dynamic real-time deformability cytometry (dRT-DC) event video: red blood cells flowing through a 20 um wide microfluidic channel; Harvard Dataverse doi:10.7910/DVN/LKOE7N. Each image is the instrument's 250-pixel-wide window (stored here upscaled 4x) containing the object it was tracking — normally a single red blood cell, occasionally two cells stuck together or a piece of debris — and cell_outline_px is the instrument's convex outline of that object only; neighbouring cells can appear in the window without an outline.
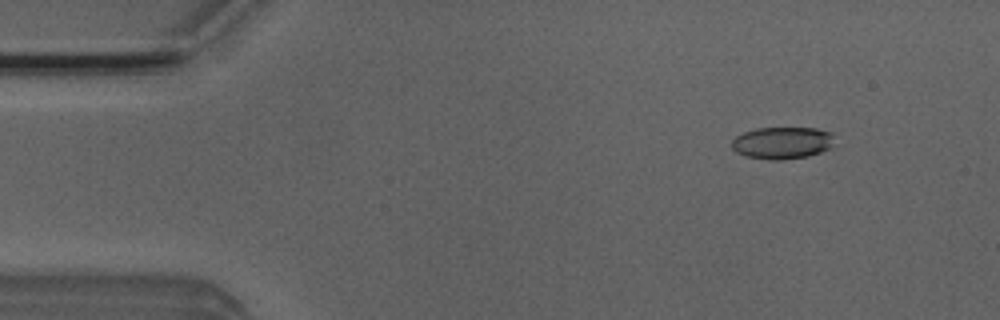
{"species": "Egyptian fruit bat (a non-hibernating species)", "species_latin": "Rousettus aegyptiacus", "temperature_condition": "room temperature", "stored_images_in_passage": 52, "camera_frame_rate_fps": 3000, "um_per_image_px": 0.085, "animal": {"sex": "male"}, "frame": {"image": 1, "passage_image": 6, "time_ms": 1.667, "image_size_px": [1000, 320], "cell_outline_px": [[832, 148], [808, 156], [780, 160], [772, 160], [748, 156], [736, 152], [732, 148], [732, 140], [736, 136], [744, 132], [756, 128], [816, 128], [832, 132]], "centroid_in_image_um": [66.5, 12.14], "position_along_channel_um": 18.5, "area_um2": 19.13}}
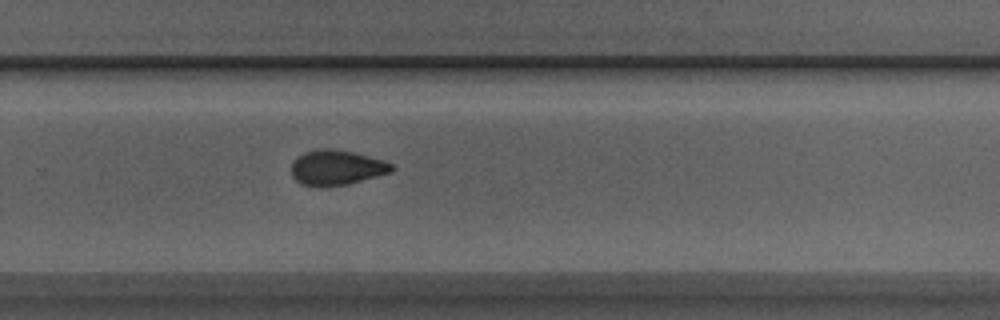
{"frame": {"image": 2, "passage_image": 34, "time_ms": 11.0, "image_size_px": [1000, 320], "cell_outline_px": [[396, 168], [392, 172], [348, 184], [320, 188], [300, 184], [292, 176], [292, 164], [296, 156], [304, 152], [320, 148], [328, 148], [352, 152], [384, 160], [392, 164]], "centroid_in_image_um": [28.59, 14.26], "position_along_channel_um": 301.2, "area_um2": 20.75}}
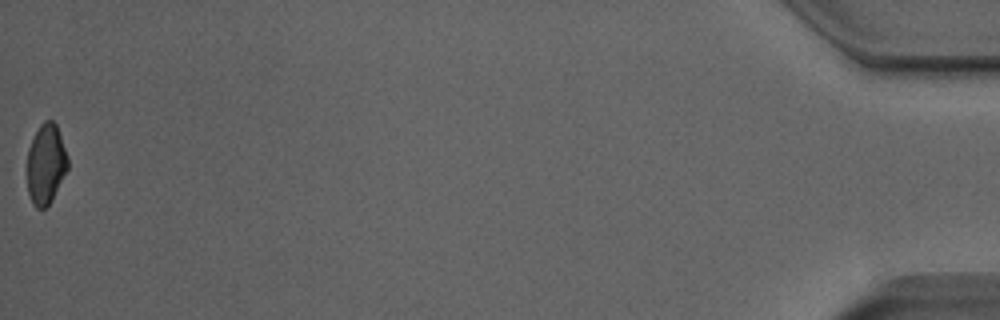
{"frame": {"image": 3, "passage_image": 52, "time_ms": 17.0, "image_size_px": [1000, 320], "cell_outline_px": [[68, 168], [52, 200], [44, 208], [36, 208], [32, 204], [28, 192], [28, 148], [40, 124], [44, 120], [52, 120], [56, 124], [68, 156]], "centroid_in_image_um": [3.91, 13.94], "position_along_channel_um": 431.3, "area_um2": 18.84}, "authors_computed_cell_mechanics": {"area_um2": 20.2589, "velocity_mm_per_s": 3.9575, "shape_relaxation_time_tau1_ms": 4.0713, "shape_relaxation_time_tau2_ms": 2.4345, "deformation_change_tau1": 0.1246, "deformation_change_tau2": 0.065}}